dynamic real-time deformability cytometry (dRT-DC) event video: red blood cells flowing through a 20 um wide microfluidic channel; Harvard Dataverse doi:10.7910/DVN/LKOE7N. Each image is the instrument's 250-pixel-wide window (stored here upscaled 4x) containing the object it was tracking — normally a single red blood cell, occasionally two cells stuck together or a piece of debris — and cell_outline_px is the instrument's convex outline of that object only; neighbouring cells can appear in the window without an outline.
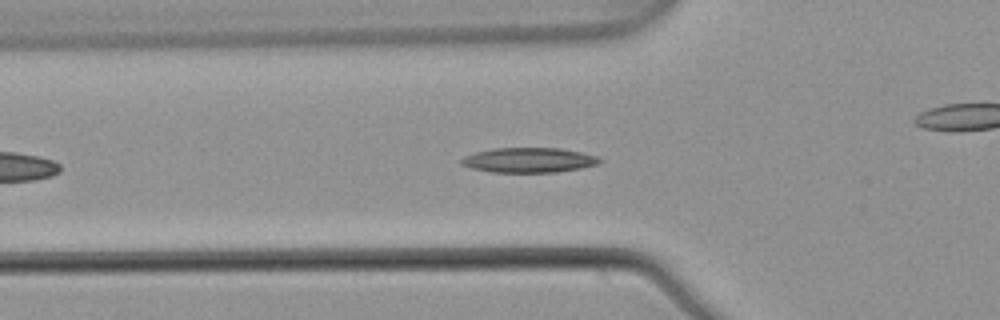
{"species": "common noctule bat (a hibernating species)", "species_latin": "Nyctalus noctula", "temperature_condition": "warm", "stored_images_in_passage": 34, "camera_frame_rate_fps": 3000, "um_per_image_px": 0.085, "animal": {"sex": "male", "body_mass_g": 21.5, "forearm_length_mm": 52.0}, "frame": {"image": 1, "passage_image": 6, "time_ms": 1.667, "image_size_px": [1000, 320], "cell_outline_px": [[604, 160], [600, 164], [580, 168], [556, 172], [492, 172], [472, 168], [460, 164], [460, 160], [464, 156], [476, 152], [492, 148], [560, 148], [580, 152], [596, 156]], "centroid_in_image_um": [44.96, 13.61], "position_along_channel_um": 80.8, "area_um2": 20.06}}
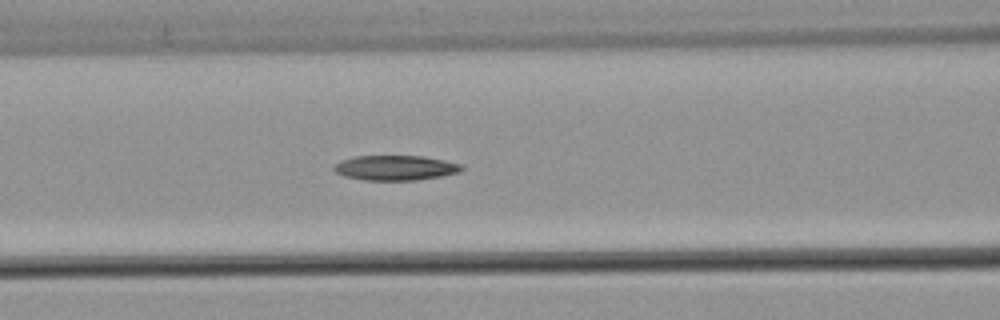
{"frame": {"image": 2, "passage_image": 10, "time_ms": 3.0, "image_size_px": [1000, 320], "cell_outline_px": [[464, 168], [460, 172], [444, 176], [416, 180], [364, 180], [344, 176], [336, 172], [332, 168], [340, 160], [356, 156], [424, 156], [444, 160], [460, 164]], "centroid_in_image_um": [33.62, 14.26], "position_along_channel_um": 133.0, "area_um2": 18.61}}